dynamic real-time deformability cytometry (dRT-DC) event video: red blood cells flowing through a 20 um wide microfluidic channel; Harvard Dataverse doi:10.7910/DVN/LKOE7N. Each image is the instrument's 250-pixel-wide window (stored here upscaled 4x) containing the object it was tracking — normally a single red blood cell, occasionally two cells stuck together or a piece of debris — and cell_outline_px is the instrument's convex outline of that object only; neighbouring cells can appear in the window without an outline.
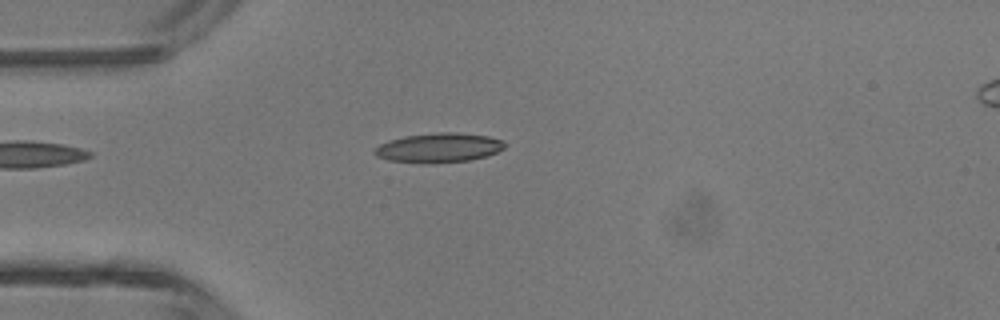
{"species": "common noctule bat (a hibernating species)", "species_latin": "Nyctalus noctula", "temperature_condition": "room temperature", "stored_images_in_passage": 2, "camera_frame_rate_fps": 3000, "um_per_image_px": 0.085, "animal": {"sex": "male", "body_mass_g": 13.3}, "frame": {"image": 1, "passage_image": 1, "time_ms": 0.0, "image_size_px": [1000, 320], "cell_outline_px": [[504, 148], [496, 152], [484, 156], [468, 160], [424, 164], [388, 160], [376, 156], [372, 152], [372, 148], [388, 140], [404, 136], [436, 132], [456, 132], [488, 136], [504, 140]], "centroid_in_image_um": [37.22, 12.55], "position_along_channel_um": 47.8, "area_um2": 22.48}}